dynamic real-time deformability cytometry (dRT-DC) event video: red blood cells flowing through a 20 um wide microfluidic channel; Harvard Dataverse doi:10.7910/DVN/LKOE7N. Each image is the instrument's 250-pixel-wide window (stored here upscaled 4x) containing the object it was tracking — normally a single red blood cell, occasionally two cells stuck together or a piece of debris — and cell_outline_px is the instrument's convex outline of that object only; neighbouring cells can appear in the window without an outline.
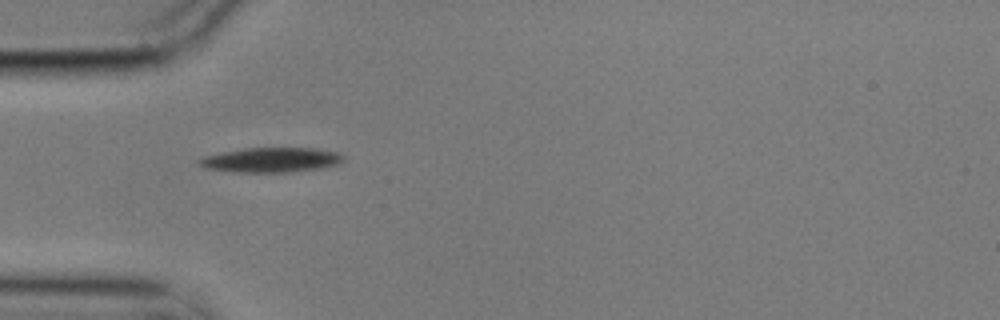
{"species": "common noctule bat (a hibernating species)", "species_latin": "Nyctalus noctula", "temperature_condition": "cold", "stored_images_in_passage": 42, "camera_frame_rate_fps": 3000, "um_per_image_px": 0.085, "animal": {"sex": "male", "body_mass_g": 17.9}, "frame": {"image": 1, "passage_image": 1, "time_ms": 0.0, "image_size_px": [1000, 320], "cell_outline_px": [[344, 160], [336, 164], [320, 168], [288, 172], [232, 172], [208, 168], [200, 164], [196, 160], [204, 156], [220, 152], [244, 148], [316, 148], [340, 152], [344, 156]], "centroid_in_image_um": [23.05, 13.58], "position_along_channel_um": 61.9, "area_um2": 20.81}}
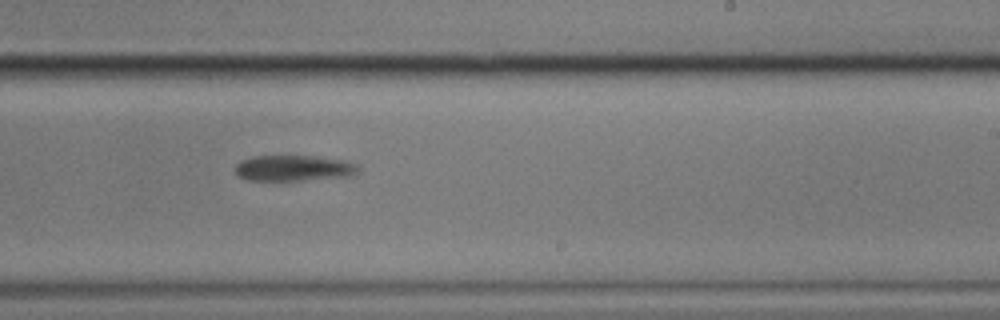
{"frame": {"image": 2, "passage_image": 19, "time_ms": 6.0, "image_size_px": [1000, 320], "cell_outline_px": [[360, 172], [352, 176], [300, 180], [248, 180], [240, 176], [236, 172], [236, 164], [240, 160], [252, 156], [316, 156], [344, 160], [356, 164], [360, 168]], "centroid_in_image_um": [25.01, 14.28], "position_along_channel_um": 264.0, "area_um2": 18.55}}
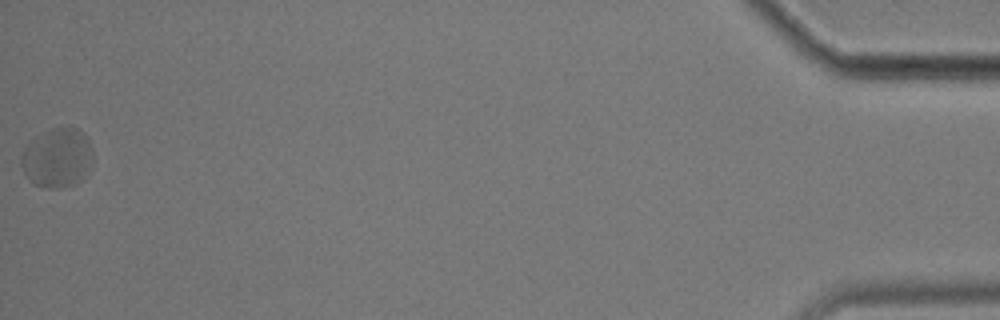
{"frame": {"image": 3, "passage_image": 42, "time_ms": 13.667, "image_size_px": [1000, 320], "cell_outline_px": [[92, 168], [84, 180], [76, 184], [60, 188], [48, 188], [32, 184], [28, 180], [20, 164], [20, 156], [24, 148], [36, 136], [48, 128], [68, 124], [80, 128], [88, 140], [92, 148]], "centroid_in_image_um": [4.89, 13.39], "position_along_channel_um": 430.3, "area_um2": 25.89}, "authors_computed_cell_mechanics": {"area_um2": 21.2126, "velocity_mm_per_s": 3.4155, "shape_relaxation_time_tau1_ms": 6.9953, "shape_relaxation_time_tau2_ms": 4.4176, "deformation_change_tau1": 0.0969, "deformation_change_tau2": 0.0549}}